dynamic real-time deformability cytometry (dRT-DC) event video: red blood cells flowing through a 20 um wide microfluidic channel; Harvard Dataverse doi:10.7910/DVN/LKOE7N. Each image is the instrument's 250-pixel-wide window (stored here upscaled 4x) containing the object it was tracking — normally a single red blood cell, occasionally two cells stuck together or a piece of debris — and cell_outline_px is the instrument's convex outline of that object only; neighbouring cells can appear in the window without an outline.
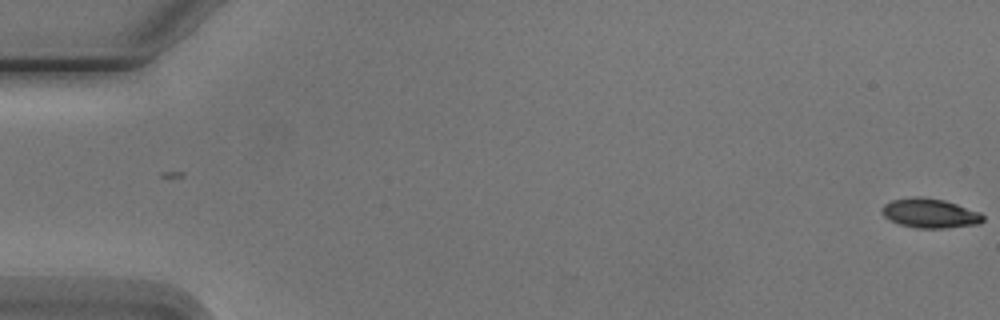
{"species": "Egyptian fruit bat (a non-hibernating species)", "species_latin": "Rousettus aegyptiacus", "temperature_condition": "cold", "stored_images_in_passage": 2, "camera_frame_rate_fps": 3000, "um_per_image_px": 0.085, "animal": {"sex": "male"}, "frame": {"image": 1, "passage_image": 2, "time_ms": 1.333, "image_size_px": [1000, 320], "cell_outline_px": [[984, 220], [980, 224], [944, 228], [916, 228], [900, 224], [884, 216], [880, 212], [884, 204], [892, 200], [912, 196], [920, 196], [944, 200], [980, 212], [984, 216]], "centroid_in_image_um": [79.05, 18.12], "position_along_channel_um": 6.0, "area_um2": 17.34}}